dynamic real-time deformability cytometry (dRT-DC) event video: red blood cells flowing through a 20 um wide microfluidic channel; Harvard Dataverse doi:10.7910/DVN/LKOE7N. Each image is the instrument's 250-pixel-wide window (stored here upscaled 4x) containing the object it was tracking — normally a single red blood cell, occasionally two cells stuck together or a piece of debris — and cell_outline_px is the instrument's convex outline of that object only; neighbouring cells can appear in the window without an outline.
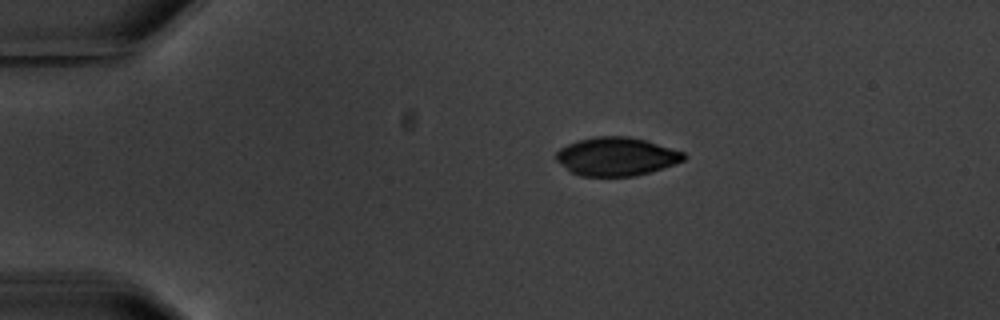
{"species": "common noctule bat (a hibernating species)", "species_latin": "Nyctalus noctula", "temperature_condition": "warm", "stored_images_in_passage": 4, "camera_frame_rate_fps": 3000, "um_per_image_px": 0.085, "animal": {"sex": "male", "body_mass_g": 20.1, "forearm_length_mm": 53.5}, "frame": {"image": 1, "passage_image": 1, "time_ms": 0.0, "image_size_px": [1000, 320], "cell_outline_px": [[688, 156], [684, 160], [648, 172], [632, 176], [580, 176], [572, 172], [556, 160], [556, 152], [560, 148], [568, 144], [580, 140], [596, 136], [628, 136], [644, 140], [684, 152]], "centroid_in_image_um": [52.37, 13.3], "position_along_channel_um": 32.6, "area_um2": 28.15}}
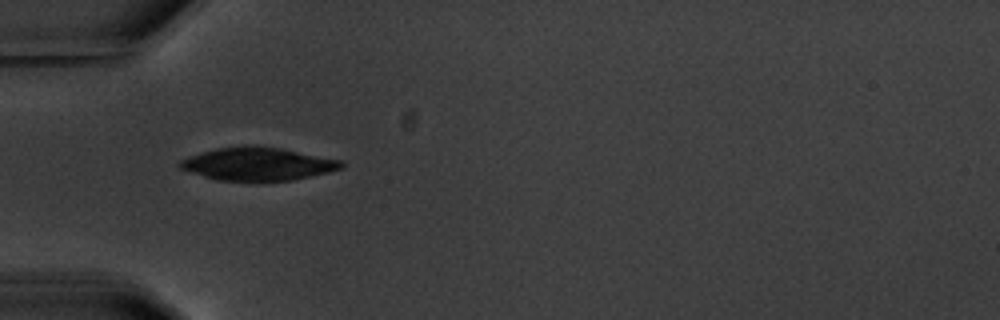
{"frame": {"image": 2, "passage_image": 3, "time_ms": 2.333, "image_size_px": [1000, 320], "cell_outline_px": [[344, 168], [328, 172], [292, 180], [216, 180], [180, 168], [176, 164], [180, 160], [188, 156], [216, 148], [244, 144], [256, 144], [280, 148], [344, 160]], "centroid_in_image_um": [21.92, 13.9], "position_along_channel_um": 63.1, "area_um2": 31.21}}